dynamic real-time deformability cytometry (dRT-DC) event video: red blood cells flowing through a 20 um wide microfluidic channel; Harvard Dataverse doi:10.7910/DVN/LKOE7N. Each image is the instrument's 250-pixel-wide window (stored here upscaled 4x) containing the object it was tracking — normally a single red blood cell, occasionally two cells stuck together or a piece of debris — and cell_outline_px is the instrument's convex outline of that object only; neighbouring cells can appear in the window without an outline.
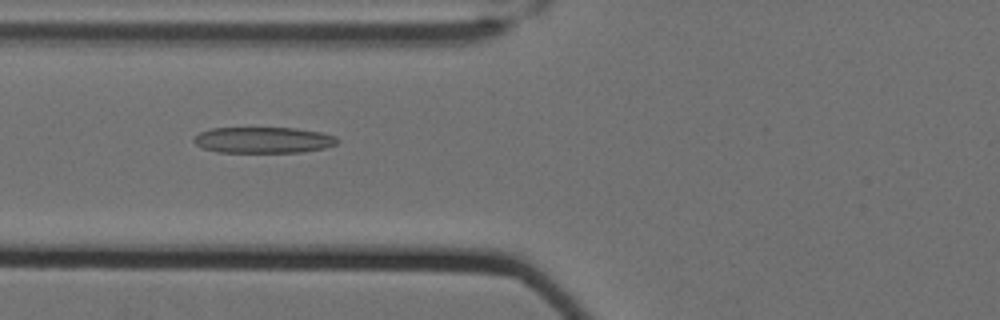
{"species": "Egyptian fruit bat (a non-hibernating species)", "species_latin": "Rousettus aegyptiacus", "temperature_condition": "cold", "stored_images_in_passage": 60, "camera_frame_rate_fps": 3000, "um_per_image_px": 0.085, "animal": {"sex": "female"}, "frame": {"image": 1, "passage_image": 26, "time_ms": 8.333, "image_size_px": [1000, 320], "cell_outline_px": [[340, 140], [336, 144], [324, 148], [304, 152], [216, 152], [204, 148], [196, 144], [192, 140], [200, 132], [212, 128], [296, 128], [320, 132], [336, 136]], "centroid_in_image_um": [22.41, 11.9], "position_along_channel_um": 103.4, "area_um2": 21.79}}
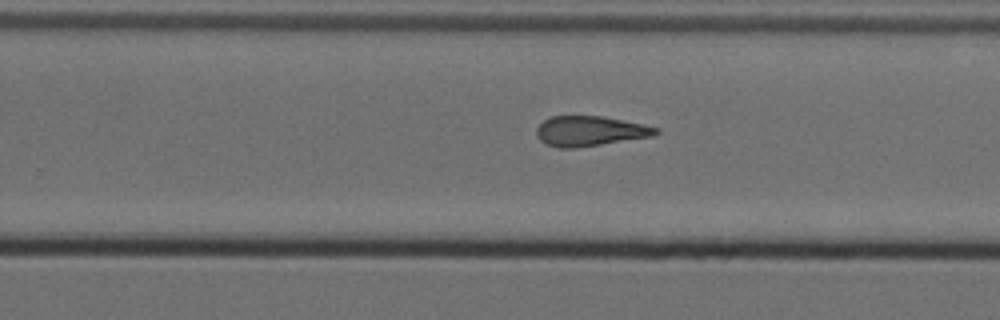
{"frame": {"image": 2, "passage_image": 41, "time_ms": 13.333, "image_size_px": [1000, 320], "cell_outline_px": [[660, 132], [656, 136], [576, 148], [556, 148], [540, 140], [536, 136], [536, 128], [544, 120], [552, 116], [600, 116], [660, 128]], "centroid_in_image_um": [50.15, 11.15], "position_along_channel_um": 279.7, "area_um2": 20.87}}
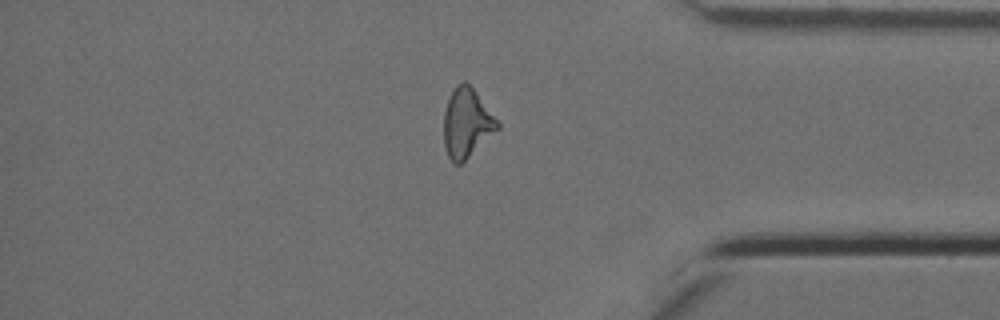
{"frame": {"image": 3, "passage_image": 52, "time_ms": 17.0, "image_size_px": [1000, 320], "cell_outline_px": [[500, 128], [460, 164], [452, 164], [448, 156], [444, 144], [444, 112], [448, 100], [456, 84], [464, 80], [472, 88], [500, 124]], "centroid_in_image_um": [39.65, 10.48], "position_along_channel_um": 395.6, "area_um2": 21.21}, "authors_computed_cell_mechanics": {"area_um2": 21.8195, "velocity_mm_per_s": 3.5089, "shape_relaxation_time_tau1_ms": null, "shape_relaxation_time_tau2_ms": 4.0597, "deformation_change_tau1": null, "deformation_change_tau2": 0.1549}}